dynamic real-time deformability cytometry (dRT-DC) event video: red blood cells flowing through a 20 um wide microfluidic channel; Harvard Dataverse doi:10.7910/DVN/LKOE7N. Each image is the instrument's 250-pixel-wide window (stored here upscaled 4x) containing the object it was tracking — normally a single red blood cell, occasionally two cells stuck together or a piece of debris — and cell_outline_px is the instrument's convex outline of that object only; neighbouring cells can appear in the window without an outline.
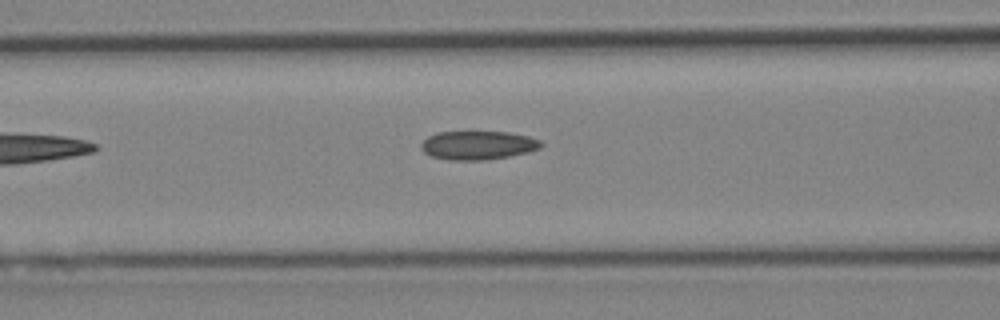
{"species": "Egyptian fruit bat (a non-hibernating species)", "species_latin": "Rousettus aegyptiacus", "temperature_condition": "cold", "stored_images_in_passage": 5, "camera_frame_rate_fps": 3000, "um_per_image_px": 0.085, "animal": {"sex": "female"}, "frame": {"image": 1, "passage_image": 5, "time_ms": 5.0, "image_size_px": [1000, 320], "cell_outline_px": [[544, 144], [540, 148], [528, 152], [508, 156], [484, 160], [448, 160], [432, 156], [424, 152], [420, 148], [420, 144], [428, 136], [436, 132], [508, 132], [528, 136], [540, 140]], "centroid_in_image_um": [40.61, 12.34], "position_along_channel_um": 126.0, "area_um2": 20.06}}